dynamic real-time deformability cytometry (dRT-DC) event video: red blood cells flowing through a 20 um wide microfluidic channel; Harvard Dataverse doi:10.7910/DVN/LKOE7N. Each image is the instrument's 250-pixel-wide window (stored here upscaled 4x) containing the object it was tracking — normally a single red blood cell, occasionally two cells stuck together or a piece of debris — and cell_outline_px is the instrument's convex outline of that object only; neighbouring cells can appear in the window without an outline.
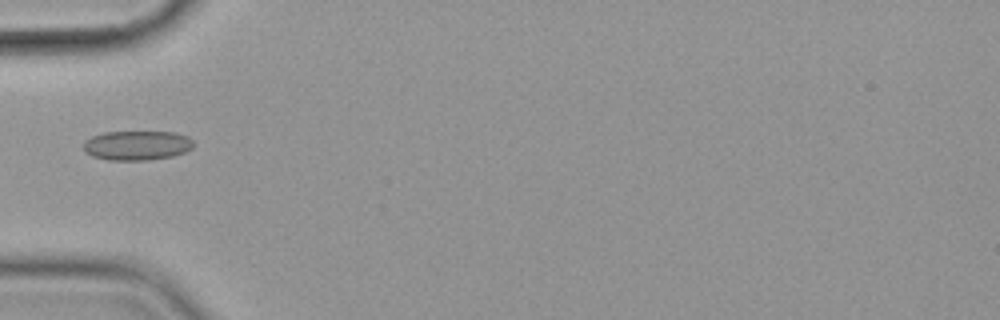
{"species": "common noctule bat (a hibernating species)", "species_latin": "Nyctalus noctula", "temperature_condition": "cold", "stored_images_in_passage": 5, "camera_frame_rate_fps": 3000, "um_per_image_px": 0.085, "animal": {"sex": "female", "body_mass_g": 19.9}, "frame": {"image": 1, "passage_image": 3, "time_ms": 2.333, "image_size_px": [1000, 320], "cell_outline_px": [[196, 144], [192, 148], [184, 152], [172, 156], [148, 160], [108, 160], [92, 156], [84, 152], [84, 140], [92, 136], [104, 132], [176, 132], [188, 136]], "centroid_in_image_um": [11.65, 12.36], "position_along_channel_um": 73.4, "area_um2": 19.07}}
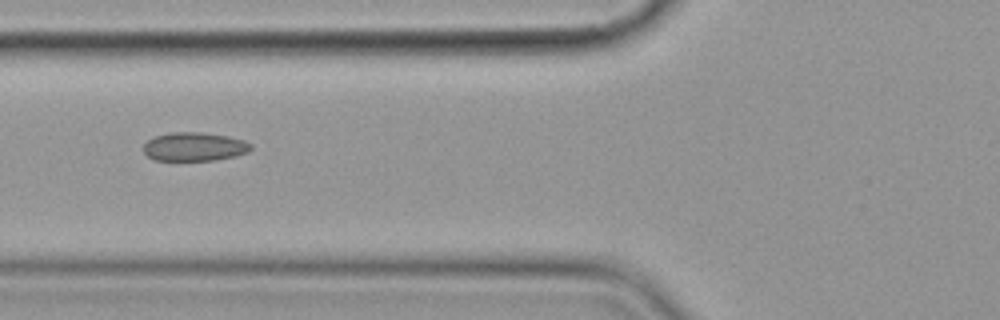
{"frame": {"image": 2, "passage_image": 4, "time_ms": 3.333, "image_size_px": [1000, 320], "cell_outline_px": [[252, 148], [248, 152], [236, 156], [216, 160], [156, 160], [148, 156], [144, 152], [144, 144], [152, 136], [168, 132], [204, 132], [228, 136], [244, 140], [252, 144]], "centroid_in_image_um": [16.53, 12.45], "position_along_channel_um": 109.3, "area_um2": 18.15}}
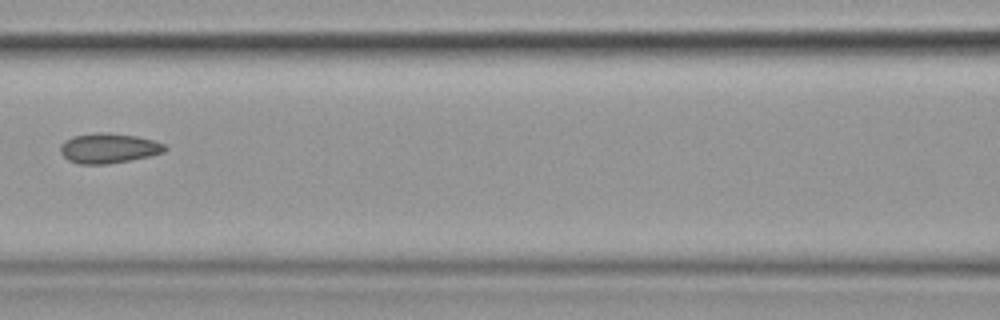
{"frame": {"image": 3, "passage_image": 5, "time_ms": 4.667, "image_size_px": [1000, 320], "cell_outline_px": [[168, 148], [164, 152], [148, 156], [108, 164], [80, 164], [68, 160], [60, 152], [60, 144], [64, 140], [72, 136], [96, 132], [108, 132], [136, 136], [152, 140], [164, 144]], "centroid_in_image_um": [9.19, 12.59], "position_along_channel_um": 157.4, "area_um2": 18.26}}